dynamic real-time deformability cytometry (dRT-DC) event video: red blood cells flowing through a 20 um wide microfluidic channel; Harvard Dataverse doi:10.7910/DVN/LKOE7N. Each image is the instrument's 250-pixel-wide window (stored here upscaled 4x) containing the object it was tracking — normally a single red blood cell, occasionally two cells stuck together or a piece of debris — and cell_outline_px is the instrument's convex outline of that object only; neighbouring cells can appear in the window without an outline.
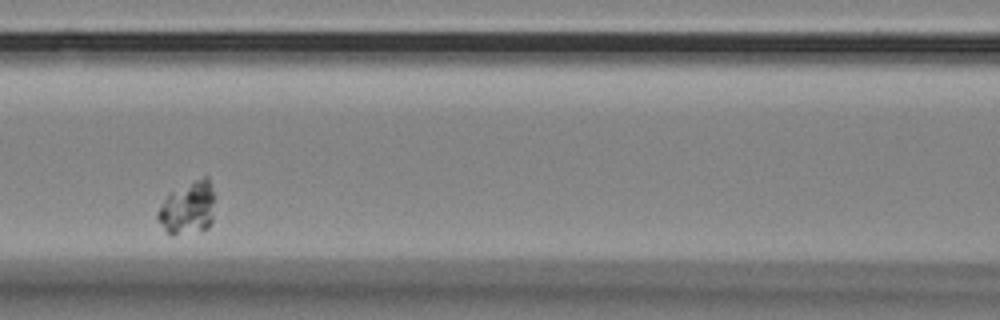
{"species": "Egyptian fruit bat (a non-hibernating species)", "species_latin": "Rousettus aegyptiacus", "temperature_condition": "room temperature", "stored_images_in_passage": 38, "camera_frame_rate_fps": 3000, "um_per_image_px": 0.085, "animal": {"sex": "female"}, "frame": {"image": 1, "passage_image": 12, "time_ms": 3.667, "image_size_px": [1000, 320], "cell_outline_px": [[216, 196], [212, 220], [208, 228], [172, 236], [168, 236], [156, 216], [156, 212], [168, 192], [204, 176], [208, 176]], "centroid_in_image_um": [15.97, 17.66], "position_along_channel_um": 150.6, "area_um2": 18.03}}
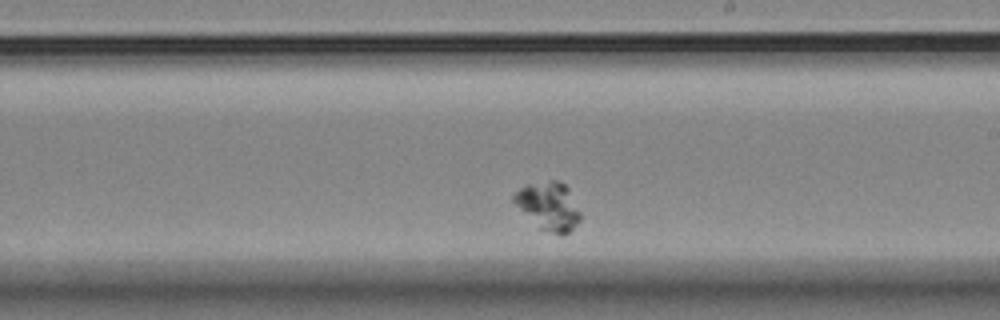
{"frame": {"image": 2, "passage_image": 21, "time_ms": 6.667, "image_size_px": [1000, 320], "cell_outline_px": [[580, 220], [568, 232], [552, 232], [540, 228], [512, 200], [512, 196], [520, 188], [528, 184], [548, 180], [560, 180], [568, 188], [580, 212]], "centroid_in_image_um": [46.64, 17.46], "position_along_channel_um": 242.4, "area_um2": 17.92}}
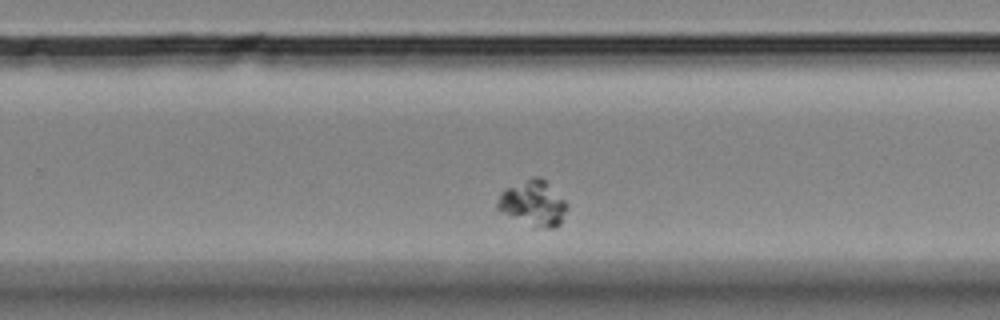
{"frame": {"image": 3, "passage_image": 25, "time_ms": 8.0, "image_size_px": [1000, 320], "cell_outline_px": [[568, 208], [560, 224], [552, 228], [532, 228], [496, 208], [496, 204], [500, 192], [504, 188], [532, 176], [536, 176], [544, 180], [568, 204]], "centroid_in_image_um": [45.3, 17.29], "position_along_channel_um": 284.5, "area_um2": 18.5}}